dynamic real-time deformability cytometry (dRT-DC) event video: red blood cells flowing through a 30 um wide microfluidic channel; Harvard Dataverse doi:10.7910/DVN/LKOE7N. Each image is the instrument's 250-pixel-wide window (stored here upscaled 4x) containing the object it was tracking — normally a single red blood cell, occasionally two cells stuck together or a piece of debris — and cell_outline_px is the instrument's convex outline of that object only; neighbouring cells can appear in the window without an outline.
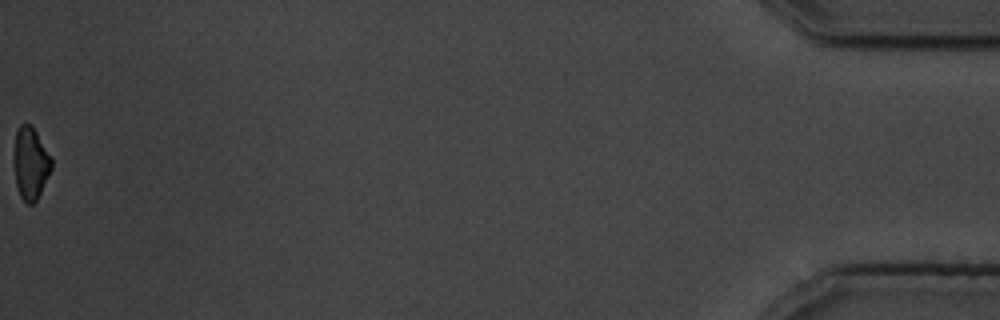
{"species": "common noctule bat (a hibernating species)", "species_latin": "Nyctalus noctula", "temperature_condition": "cold", "stored_images_in_passage": 40, "camera_frame_rate_fps": 3000, "um_per_image_px": 0.085, "animal": {"sex": "male", "body_mass_g": 19.5, "forearm_length_mm": 54.6}, "frame": {"image": 1, "passage_image": 40, "time_ms": 13.0, "image_size_px": [1000, 320], "cell_outline_px": [[52, 168], [36, 200], [32, 204], [28, 204], [20, 196], [16, 184], [12, 160], [12, 156], [16, 132], [20, 124], [28, 124], [36, 132], [52, 160]], "centroid_in_image_um": [2.55, 13.88], "position_along_channel_um": 432.6, "area_um2": 15.72}, "authors_computed_cell_mechanics": {"area_um2": 17.8891, "velocity_mm_per_s": 3.7308, "shape_relaxation_time_tau1_ms": 1.882, "shape_relaxation_time_tau2_ms": null, "deformation_change_tau1": 0.0903, "deformation_change_tau2": null}}